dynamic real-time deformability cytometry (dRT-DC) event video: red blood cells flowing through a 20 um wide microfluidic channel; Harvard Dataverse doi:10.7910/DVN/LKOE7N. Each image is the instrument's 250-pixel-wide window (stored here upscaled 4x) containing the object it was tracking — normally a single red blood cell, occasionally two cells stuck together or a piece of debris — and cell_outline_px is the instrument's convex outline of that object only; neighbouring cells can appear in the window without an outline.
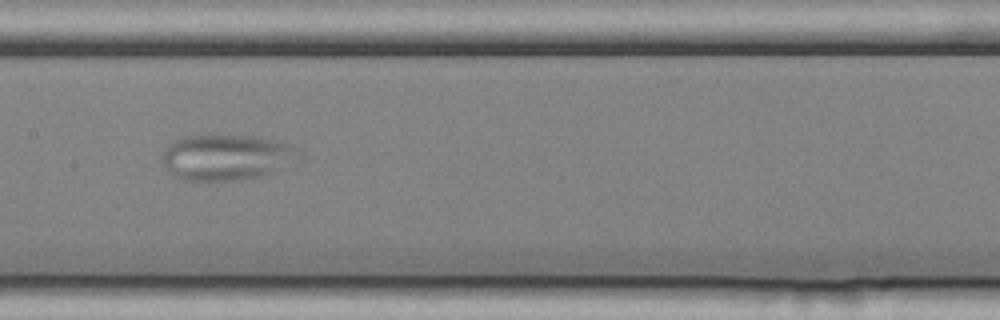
{"species": "common noctule bat (a hibernating species)", "species_latin": "Nyctalus noctula", "temperature_condition": "cold", "stored_images_in_passage": 55, "camera_frame_rate_fps": 3000, "um_per_image_px": 0.085, "animal": {"sex": "female", "body_mass_g": 25.1}, "frame": {"image": 1, "passage_image": 28, "time_ms": 9.0, "image_size_px": [1000, 320], "cell_outline_px": [[304, 160], [264, 176], [236, 180], [180, 180], [168, 172], [164, 164], [164, 152], [168, 144], [172, 140], [184, 136], [260, 136], [280, 140], [300, 148], [304, 152]], "centroid_in_image_um": [19.41, 13.37], "position_along_channel_um": 188.0, "area_um2": 37.4}}
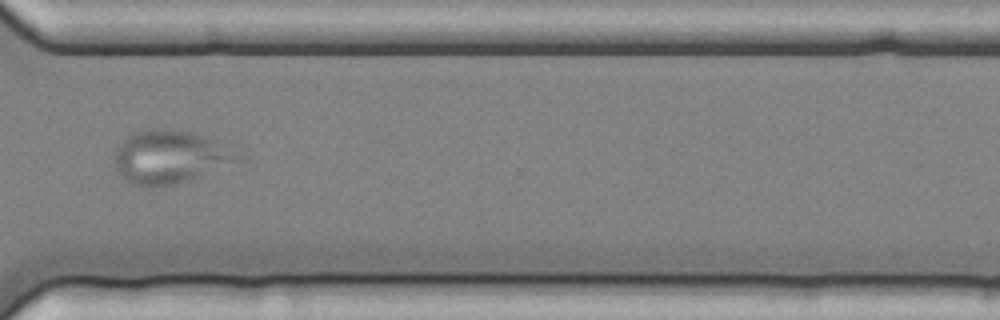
{"frame": {"image": 2, "passage_image": 42, "time_ms": 13.667, "image_size_px": [1000, 320], "cell_outline_px": [[248, 160], [188, 180], [172, 184], [132, 184], [124, 180], [120, 176], [112, 160], [116, 148], [132, 132], [152, 128], [172, 128], [192, 132], [208, 136], [248, 148]], "centroid_in_image_um": [14.71, 13.27], "position_along_channel_um": 355.9, "area_um2": 40.06}}
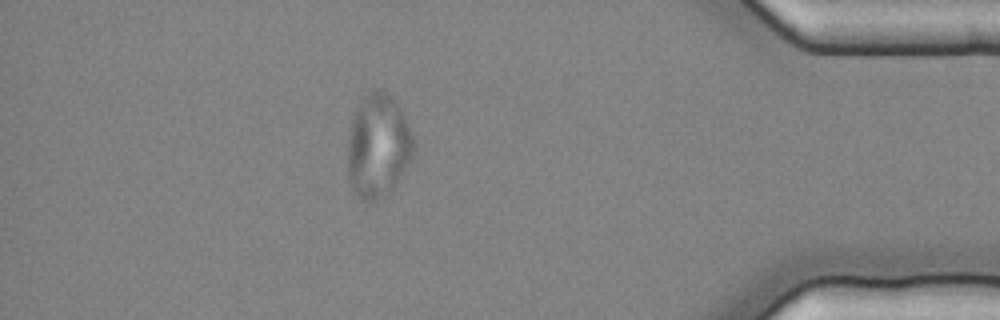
{"frame": {"image": 3, "passage_image": 49, "time_ms": 16.0, "image_size_px": [1000, 320], "cell_outline_px": [[416, 156], [392, 188], [376, 200], [360, 200], [356, 196], [348, 180], [348, 128], [356, 108], [364, 96], [376, 88], [380, 88], [388, 92], [396, 100], [416, 140]], "centroid_in_image_um": [32.16, 12.37], "position_along_channel_um": 403.0, "area_um2": 40.63}}